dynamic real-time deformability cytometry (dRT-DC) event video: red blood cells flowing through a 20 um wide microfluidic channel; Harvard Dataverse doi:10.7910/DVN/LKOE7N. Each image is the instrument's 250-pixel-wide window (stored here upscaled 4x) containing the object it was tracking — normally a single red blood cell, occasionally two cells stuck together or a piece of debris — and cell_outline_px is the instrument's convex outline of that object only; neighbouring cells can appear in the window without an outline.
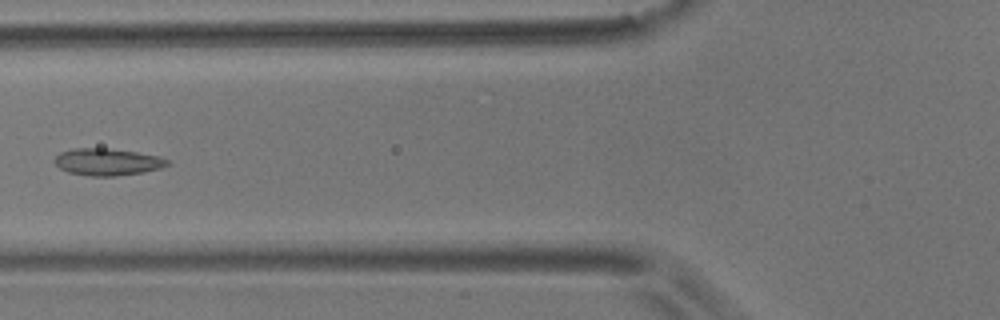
{"species": "common noctule bat (a hibernating species)", "species_latin": "Nyctalus noctula", "temperature_condition": "room temperature", "stored_images_in_passage": 10, "camera_frame_rate_fps": 3000, "um_per_image_px": 0.085, "animal": {"sex": "male", "body_mass_g": 17.9}, "frame": {"image": 1, "passage_image": 5, "time_ms": 1.333, "image_size_px": [1000, 320], "cell_outline_px": [[172, 164], [160, 168], [144, 172], [116, 176], [88, 176], [68, 172], [60, 168], [52, 160], [60, 152], [72, 148], [104, 148], [136, 152], [160, 156], [172, 160]], "centroid_in_image_um": [9.16, 13.76], "position_along_channel_um": 116.6, "area_um2": 17.98}}
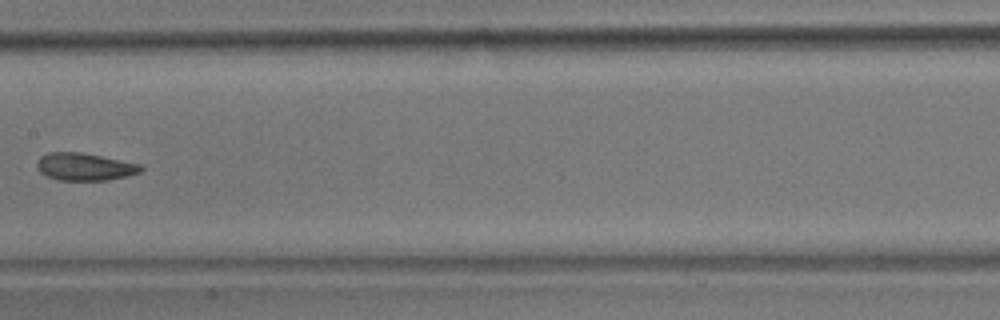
{"frame": {"image": 2, "passage_image": 7, "time_ms": 2.0, "image_size_px": [1000, 320], "cell_outline_px": [[144, 168], [140, 172], [108, 180], [60, 180], [48, 176], [40, 172], [36, 164], [40, 156], [48, 152], [80, 152], [140, 164]], "centroid_in_image_um": [7.17, 14.17], "position_along_channel_um": 200.2, "area_um2": 16.42}}
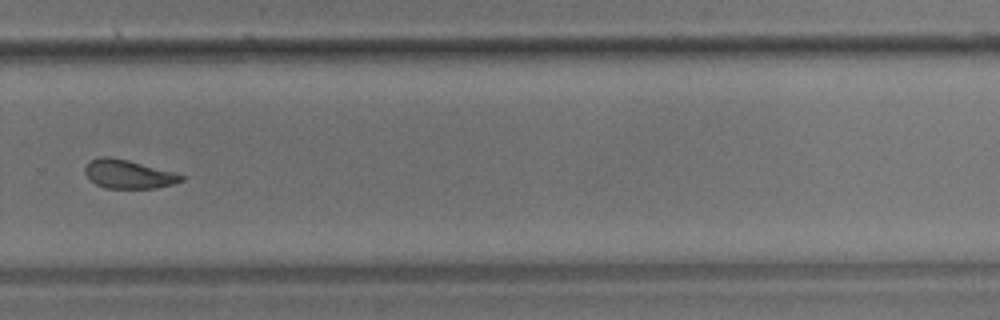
{"frame": {"image": 3, "passage_image": 10, "time_ms": 3.0, "image_size_px": [1000, 320], "cell_outline_px": [[184, 180], [172, 184], [156, 188], [104, 188], [96, 184], [84, 172], [84, 168], [88, 160], [100, 156], [108, 156], [128, 160], [172, 172], [184, 176]], "centroid_in_image_um": [10.86, 14.79], "position_along_channel_um": 318.9, "area_um2": 15.95}}